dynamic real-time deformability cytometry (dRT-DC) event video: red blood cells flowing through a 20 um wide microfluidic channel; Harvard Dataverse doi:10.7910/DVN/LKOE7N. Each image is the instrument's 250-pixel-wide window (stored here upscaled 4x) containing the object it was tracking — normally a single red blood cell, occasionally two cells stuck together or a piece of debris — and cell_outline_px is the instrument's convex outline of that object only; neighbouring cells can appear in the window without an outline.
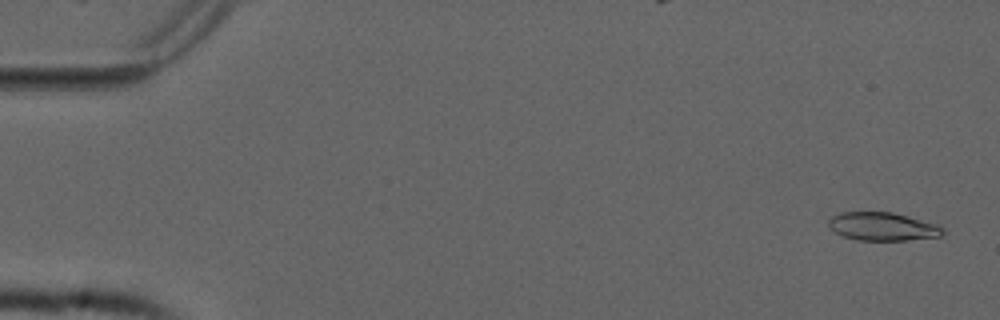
{"species": "common noctule bat (a hibernating species)", "species_latin": "Nyctalus noctula", "temperature_condition": "cold", "stored_images_in_passage": 54, "camera_frame_rate_fps": 3000, "um_per_image_px": 0.085, "animal": {"sex": "male", "forearm_length_mm": 52.5}, "frame": {"image": 1, "passage_image": 2, "time_ms": 0.333, "image_size_px": [1000, 320], "cell_outline_px": [[944, 232], [940, 236], [908, 240], [856, 240], [844, 236], [836, 232], [828, 224], [828, 220], [832, 216], [840, 212], [892, 212], [940, 224], [944, 228]], "centroid_in_image_um": [75.06, 19.25], "position_along_channel_um": 9.9, "area_um2": 18.84}}
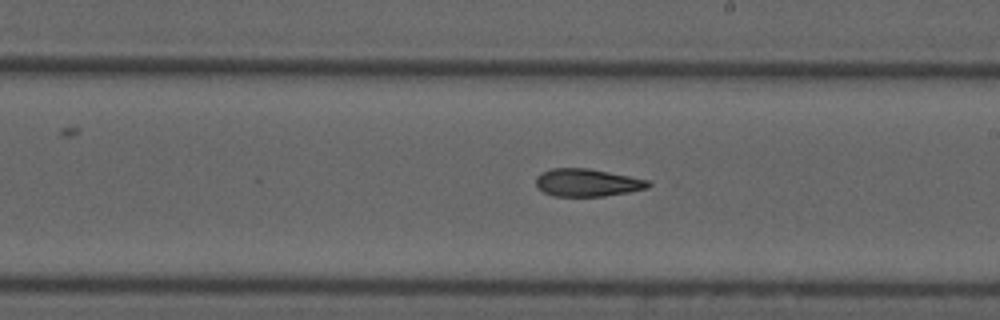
{"frame": {"image": 2, "passage_image": 31, "time_ms": 10.0, "image_size_px": [1000, 320], "cell_outline_px": [[656, 184], [648, 188], [628, 192], [604, 196], [552, 196], [544, 192], [536, 184], [536, 176], [540, 172], [552, 168], [588, 168], [648, 180]], "centroid_in_image_um": [49.93, 15.52], "position_along_channel_um": 239.1, "area_um2": 18.15}}
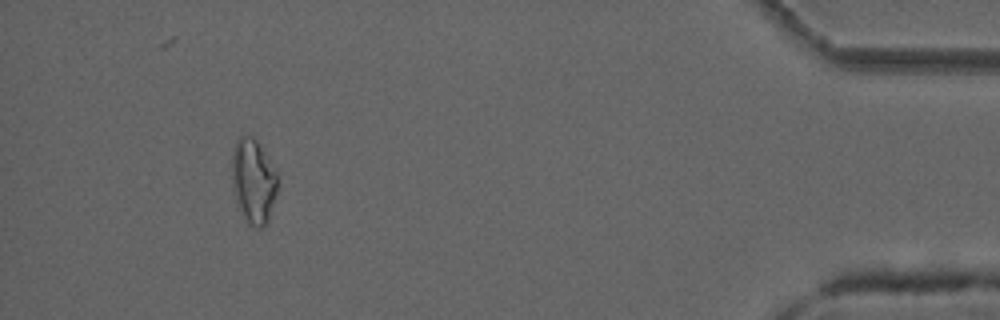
{"frame": {"image": 3, "passage_image": 50, "time_ms": 16.333, "image_size_px": [1000, 320], "cell_outline_px": [[280, 184], [268, 220], [264, 228], [256, 228], [248, 224], [236, 200], [232, 188], [232, 152], [236, 140], [240, 136], [252, 136], [256, 140], [276, 172]], "centroid_in_image_um": [21.55, 15.42], "position_along_channel_um": 413.7, "area_um2": 22.54}, "authors_computed_cell_mechanics": {"area_um2": 19.1318, "velocity_mm_per_s": 3.7723, "shape_relaxation_time_tau1_ms": null, "shape_relaxation_time_tau2_ms": 5.2098, "deformation_change_tau1": null, "deformation_change_tau2": 0.1489}}